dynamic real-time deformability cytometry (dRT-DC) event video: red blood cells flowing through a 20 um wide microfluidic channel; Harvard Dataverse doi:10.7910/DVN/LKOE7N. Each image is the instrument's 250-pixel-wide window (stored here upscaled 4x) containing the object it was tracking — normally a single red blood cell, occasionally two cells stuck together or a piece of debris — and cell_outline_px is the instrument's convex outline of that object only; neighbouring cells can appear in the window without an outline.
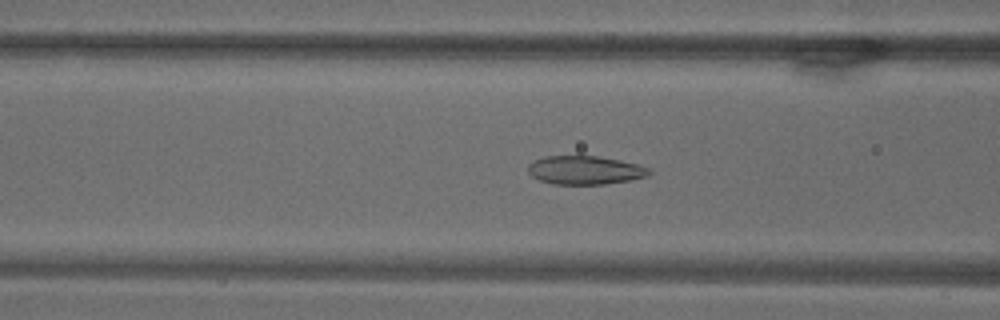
{"species": "common noctule bat (a hibernating species)", "species_latin": "Nyctalus noctula", "temperature_condition": "warm", "stored_images_in_passage": 72, "camera_frame_rate_fps": 3000, "um_per_image_px": 0.085, "animal": {"sex": "male", "body_mass_g": 18.8}, "frame": {"image": 1, "passage_image": 29, "time_ms": 9.333, "image_size_px": [1000, 320], "cell_outline_px": [[652, 172], [648, 176], [632, 180], [604, 184], [552, 184], [540, 180], [532, 176], [528, 172], [528, 164], [532, 160], [544, 156], [596, 156], [620, 160], [636, 164], [648, 168]], "centroid_in_image_um": [49.7, 14.46], "position_along_channel_um": 116.9, "area_um2": 20.23}}
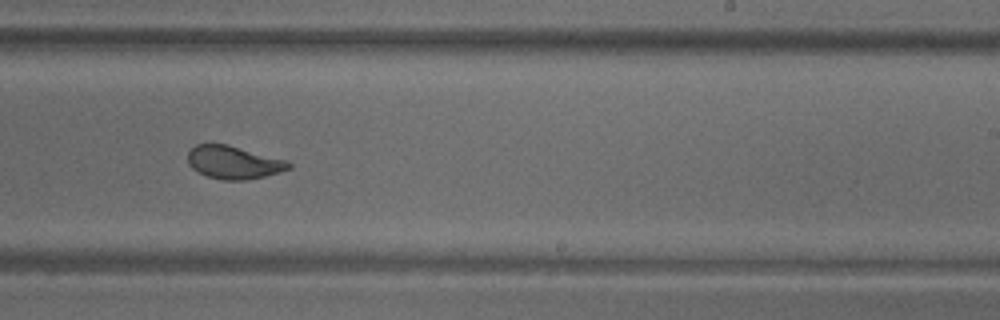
{"frame": {"image": 2, "passage_image": 45, "time_ms": 14.667, "image_size_px": [1000, 320], "cell_outline_px": [[292, 168], [280, 172], [248, 180], [224, 180], [208, 176], [196, 172], [188, 164], [188, 152], [196, 144], [228, 144], [288, 160], [292, 164]], "centroid_in_image_um": [19.88, 13.8], "position_along_channel_um": 269.1, "area_um2": 19.59}}
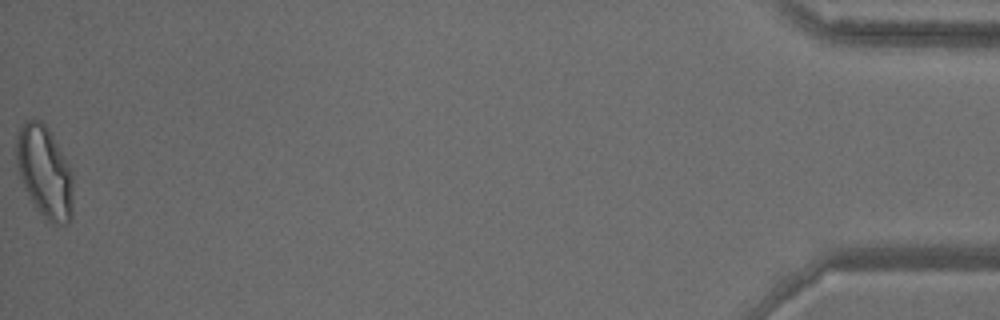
{"frame": {"image": 3, "passage_image": 72, "time_ms": 23.667, "image_size_px": [1000, 320], "cell_outline_px": [[72, 216], [68, 224], [52, 224], [40, 212], [32, 200], [20, 176], [16, 164], [16, 136], [20, 128], [28, 120], [36, 116], [48, 128], [72, 168]], "centroid_in_image_um": [3.81, 14.58], "position_along_channel_um": 431.4, "area_um2": 30.23}}